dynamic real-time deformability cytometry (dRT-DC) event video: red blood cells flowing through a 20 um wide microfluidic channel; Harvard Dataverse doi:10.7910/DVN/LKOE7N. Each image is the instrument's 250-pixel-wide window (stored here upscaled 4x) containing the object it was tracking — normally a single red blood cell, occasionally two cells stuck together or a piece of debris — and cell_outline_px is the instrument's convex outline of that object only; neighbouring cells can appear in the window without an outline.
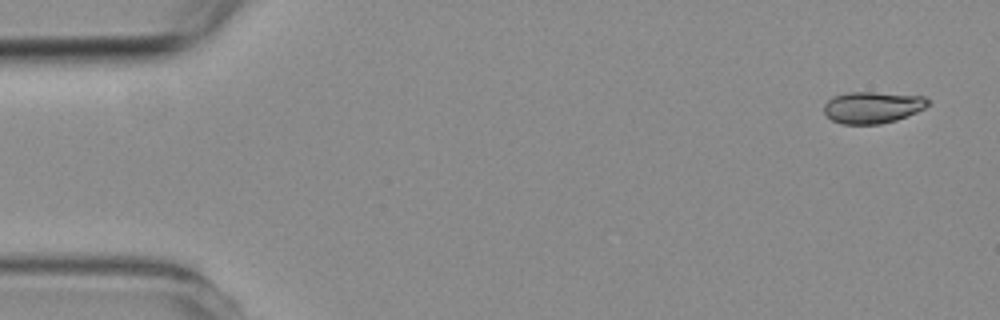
{"species": "common noctule bat (a hibernating species)", "species_latin": "Nyctalus noctula", "temperature_condition": "room temperature", "stored_images_in_passage": 5, "camera_frame_rate_fps": 3000, "um_per_image_px": 0.085, "animal": {"sex": "female", "body_mass_g": 19.3, "forearm_length_mm": 54.1}, "frame": {"image": 1, "passage_image": 1, "time_ms": 0.0, "image_size_px": [1000, 320], "cell_outline_px": [[928, 104], [924, 108], [916, 112], [896, 120], [880, 124], [840, 124], [832, 120], [824, 112], [824, 104], [832, 96], [848, 92], [876, 92], [924, 96], [928, 100]], "centroid_in_image_um": [74.13, 9.12], "position_along_channel_um": 10.9, "area_um2": 19.19}}
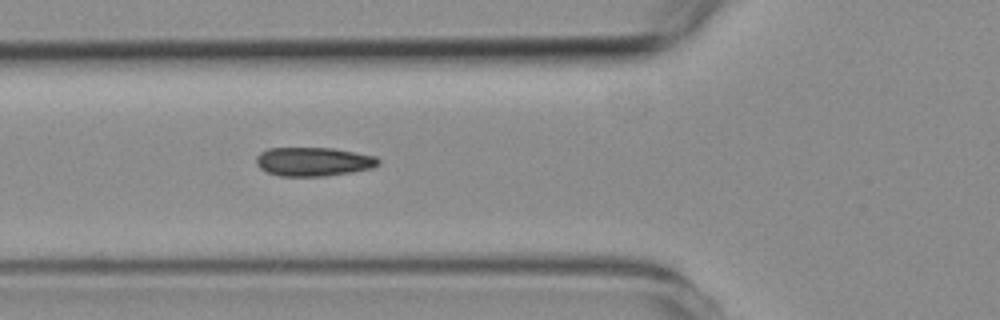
{"frame": {"image": 2, "passage_image": 5, "time_ms": 5.333, "image_size_px": [1000, 320], "cell_outline_px": [[380, 164], [372, 168], [352, 172], [324, 176], [280, 176], [268, 172], [260, 168], [256, 164], [256, 156], [260, 152], [268, 148], [332, 148], [376, 156], [380, 160]], "centroid_in_image_um": [26.64, 13.74], "position_along_channel_um": 99.2, "area_um2": 20.58}}